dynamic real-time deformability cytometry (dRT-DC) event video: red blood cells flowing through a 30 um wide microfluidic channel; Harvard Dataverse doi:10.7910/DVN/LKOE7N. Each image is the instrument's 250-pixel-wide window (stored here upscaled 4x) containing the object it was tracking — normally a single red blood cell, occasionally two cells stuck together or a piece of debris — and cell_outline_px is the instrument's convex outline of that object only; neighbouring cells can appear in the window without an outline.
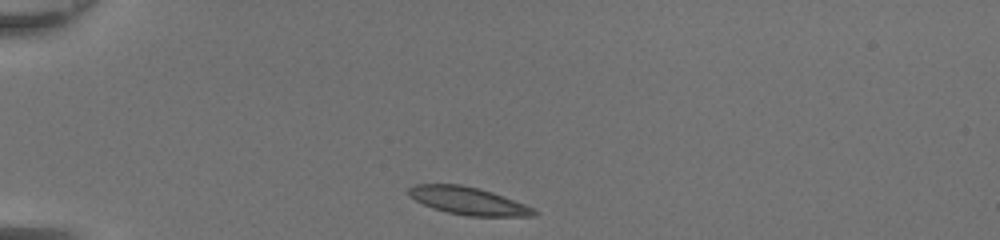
{"species": "common noctule bat (a hibernating species)", "species_latin": "Nyctalus noctula", "temperature_condition": "room temperature", "stored_images_in_passage": 32, "camera_frame_rate_fps": 3000, "um_per_image_px": 0.085, "animal": {"sex": "female", "body_mass_g": 20.0, "forearm_length_mm": 54.0}, "frame": {"image": 1, "passage_image": 1, "time_ms": 0.0, "image_size_px": [1000, 240], "cell_outline_px": [[540, 212], [536, 216], [468, 216], [448, 212], [432, 208], [408, 196], [408, 188], [416, 184], [460, 184], [492, 192], [524, 204]], "centroid_in_image_um": [39.79, 17.08], "position_along_channel_um": 45.2, "area_um2": 20.0}}
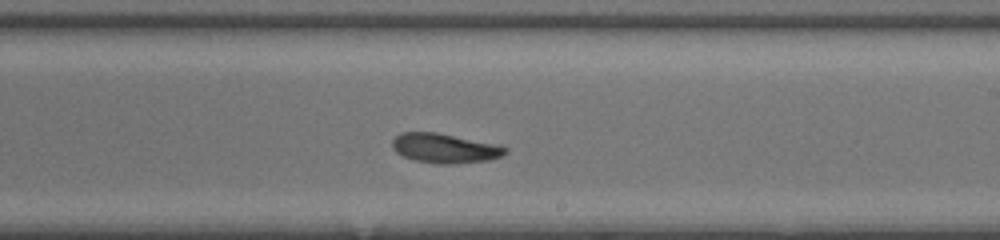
{"frame": {"image": 2, "passage_image": 18, "time_ms": 5.667, "image_size_px": [1000, 240], "cell_outline_px": [[508, 152], [492, 160], [452, 164], [436, 164], [416, 160], [404, 156], [396, 152], [392, 148], [392, 140], [400, 132], [436, 132], [492, 144], [508, 148]], "centroid_in_image_um": [37.77, 12.61], "position_along_channel_um": 251.2, "area_um2": 19.25}}
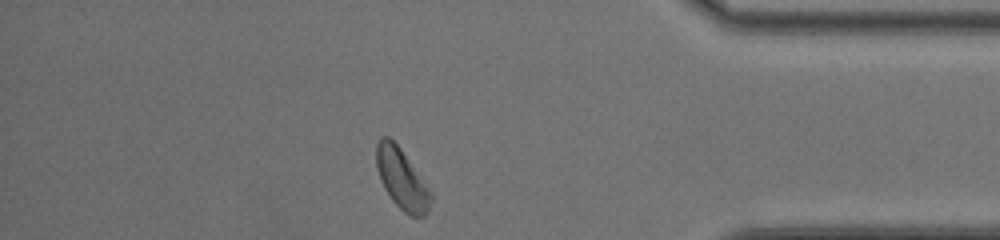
{"frame": {"image": 3, "passage_image": 30, "time_ms": 9.667, "image_size_px": [1000, 240], "cell_outline_px": [[432, 200], [428, 212], [424, 216], [408, 216], [392, 200], [384, 188], [380, 180], [376, 168], [376, 144], [380, 136], [388, 136], [400, 148], [432, 192]], "centroid_in_image_um": [34.14, 15.22], "position_along_channel_um": 401.1, "area_um2": 19.19}, "authors_computed_cell_mechanics": {"area_um2": 19.7098, "velocity_mm_per_s": 4.3564, "shape_relaxation_time_tau1_ms": 8.5203, "shape_relaxation_time_tau2_ms": 4.6602, "deformation_change_tau1": 0.1882, "deformation_change_tau2": 0.1103}}